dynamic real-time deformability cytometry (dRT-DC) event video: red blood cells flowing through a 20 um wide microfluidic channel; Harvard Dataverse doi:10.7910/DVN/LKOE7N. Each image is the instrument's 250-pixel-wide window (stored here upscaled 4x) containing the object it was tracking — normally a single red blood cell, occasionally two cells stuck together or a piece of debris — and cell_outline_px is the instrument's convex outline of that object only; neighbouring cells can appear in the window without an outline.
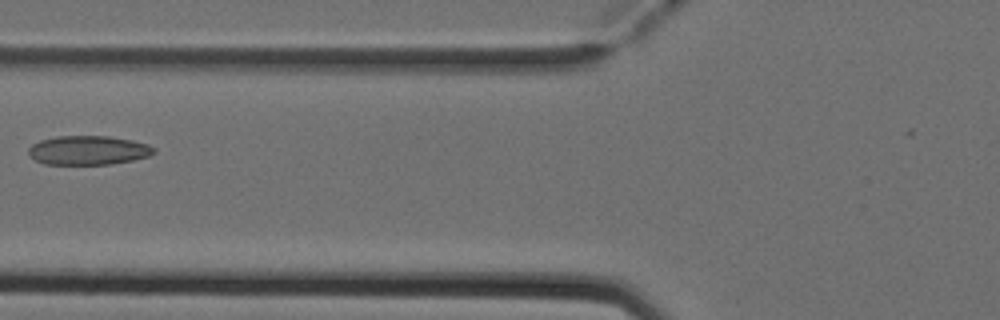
{"species": "Egyptian fruit bat (a non-hibernating species)", "species_latin": "Rousettus aegyptiacus", "temperature_condition": "cold", "stored_images_in_passage": 7, "camera_frame_rate_fps": 3000, "um_per_image_px": 0.085, "animal": {"sex": "female"}, "frame": {"image": 1, "passage_image": 6, "time_ms": 1.667, "image_size_px": [1000, 320], "cell_outline_px": [[156, 152], [148, 156], [132, 160], [112, 164], [44, 164], [28, 156], [28, 148], [32, 144], [40, 140], [56, 136], [108, 136], [132, 140], [148, 144], [156, 148]], "centroid_in_image_um": [7.49, 12.77], "position_along_channel_um": 118.3, "area_um2": 21.39}}
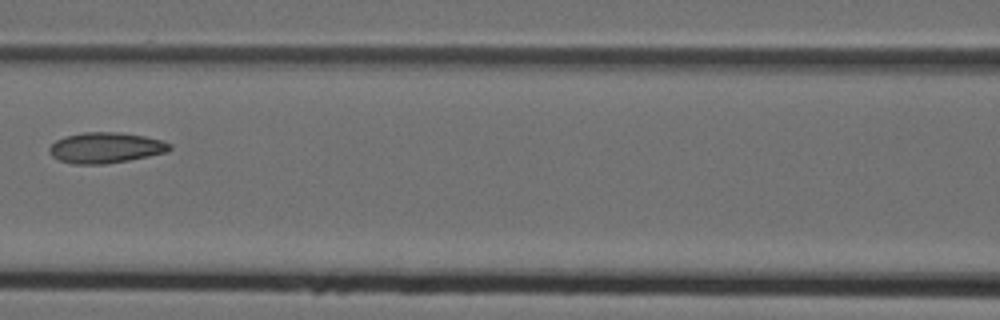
{"frame": {"image": 2, "passage_image": 7, "time_ms": 2.0, "image_size_px": [1000, 320], "cell_outline_px": [[172, 148], [168, 152], [128, 160], [104, 164], [72, 164], [60, 160], [52, 156], [48, 152], [48, 148], [56, 140], [64, 136], [84, 132], [120, 132], [144, 136], [160, 140], [172, 144]], "centroid_in_image_um": [8.97, 12.55], "position_along_channel_um": 157.6, "area_um2": 21.56}}